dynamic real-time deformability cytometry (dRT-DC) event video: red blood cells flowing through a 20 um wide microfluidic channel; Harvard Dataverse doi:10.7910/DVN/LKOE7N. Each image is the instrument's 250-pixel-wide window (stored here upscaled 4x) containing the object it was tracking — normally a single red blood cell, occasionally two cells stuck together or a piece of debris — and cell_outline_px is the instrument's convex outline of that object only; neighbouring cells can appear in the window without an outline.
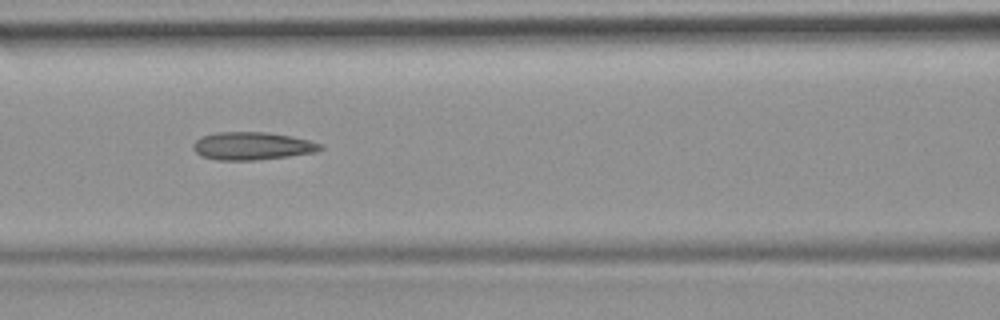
{"species": "common noctule bat (a hibernating species)", "species_latin": "Nyctalus noctula", "temperature_condition": "room temperature", "stored_images_in_passage": 35, "camera_frame_rate_fps": 3000, "um_per_image_px": 0.085, "animal": {"sex": "female", "body_mass_g": 19.9}, "frame": {"image": 1, "passage_image": 6, "time_ms": 1.667, "image_size_px": [1000, 320], "cell_outline_px": [[324, 148], [316, 152], [288, 156], [256, 160], [216, 160], [200, 156], [192, 148], [192, 144], [196, 140], [204, 136], [216, 132], [264, 132], [292, 136], [308, 140], [320, 144]], "centroid_in_image_um": [21.41, 12.41], "position_along_channel_um": 145.2, "area_um2": 20.58}}